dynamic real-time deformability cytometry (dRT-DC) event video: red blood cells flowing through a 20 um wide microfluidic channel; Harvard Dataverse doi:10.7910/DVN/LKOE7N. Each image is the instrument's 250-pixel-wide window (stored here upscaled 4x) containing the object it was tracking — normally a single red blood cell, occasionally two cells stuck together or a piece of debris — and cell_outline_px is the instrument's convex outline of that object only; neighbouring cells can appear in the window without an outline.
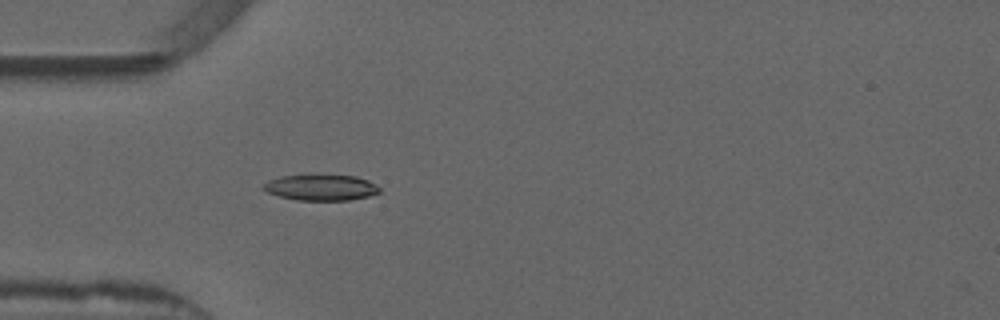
{"species": "common noctule bat (a hibernating species)", "species_latin": "Nyctalus noctula", "temperature_condition": "warm", "stored_images_in_passage": 38, "camera_frame_rate_fps": 3000, "um_per_image_px": 0.085, "animal": {"sex": "male", "forearm_length_mm": 52.5}, "frame": {"image": 1, "passage_image": 1, "time_ms": 0.0, "image_size_px": [1000, 320], "cell_outline_px": [[380, 192], [368, 196], [348, 200], [296, 200], [280, 196], [268, 192], [264, 188], [264, 184], [268, 180], [280, 176], [304, 172], [356, 176], [368, 180], [380, 188]], "centroid_in_image_um": [27.26, 15.88], "position_along_channel_um": 57.7, "area_um2": 18.15}}
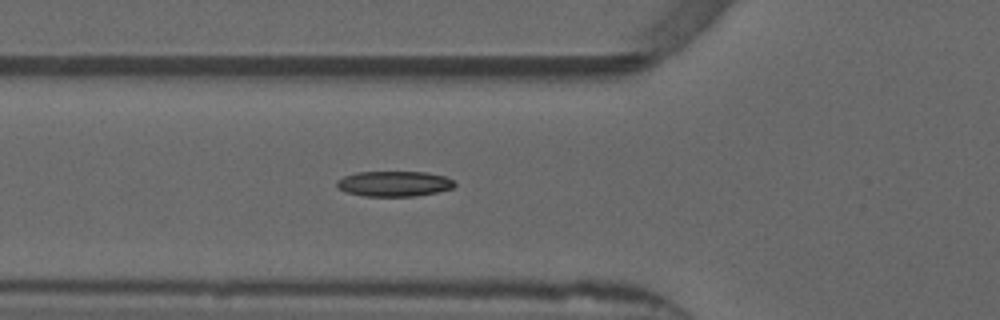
{"frame": {"image": 2, "passage_image": 4, "time_ms": 1.0, "image_size_px": [1000, 320], "cell_outline_px": [[456, 184], [452, 188], [436, 192], [416, 196], [364, 196], [348, 192], [336, 188], [336, 180], [344, 176], [356, 172], [428, 172], [444, 176], [452, 180]], "centroid_in_image_um": [33.47, 15.61], "position_along_channel_um": 92.3, "area_um2": 17.4}}
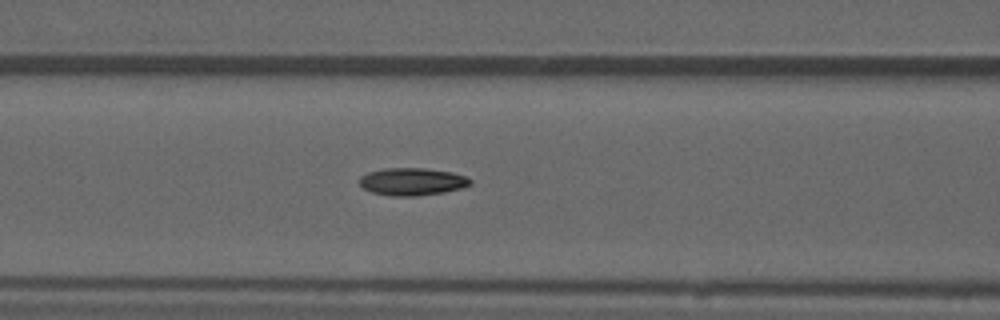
{"frame": {"image": 3, "passage_image": 7, "time_ms": 2.0, "image_size_px": [1000, 320], "cell_outline_px": [[472, 184], [464, 188], [444, 192], [416, 196], [392, 196], [372, 192], [364, 188], [360, 184], [360, 176], [368, 172], [384, 168], [424, 168], [452, 172], [468, 176], [472, 180]], "centroid_in_image_um": [35.09, 15.43], "position_along_channel_um": 131.5, "area_um2": 17.92}, "authors_computed_cell_mechanics": {"area_um2": 17.051, "velocity_mm_per_s": 3.8674, "shape_relaxation_time_tau1_ms": null, "shape_relaxation_time_tau2_ms": 4.0407, "deformation_change_tau1": null, "deformation_change_tau2": 0.1021}}